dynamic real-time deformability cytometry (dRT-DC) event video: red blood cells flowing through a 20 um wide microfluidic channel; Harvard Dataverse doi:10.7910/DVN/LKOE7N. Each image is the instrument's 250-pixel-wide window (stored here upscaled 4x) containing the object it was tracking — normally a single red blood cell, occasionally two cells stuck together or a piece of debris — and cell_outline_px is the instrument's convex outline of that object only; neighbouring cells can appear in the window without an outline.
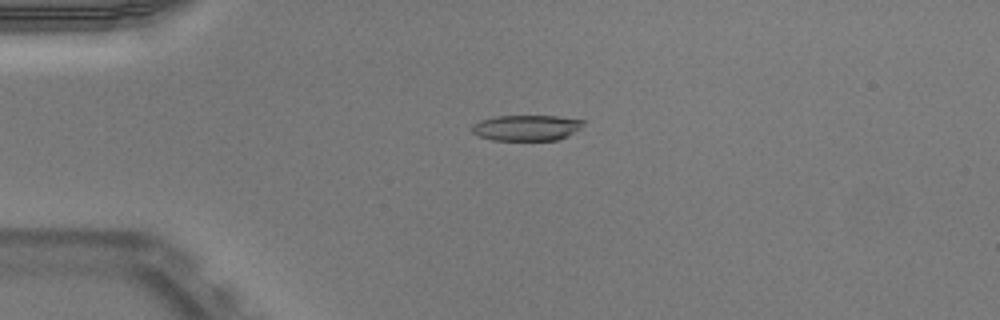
{"species": "Egyptian fruit bat (a non-hibernating species)", "species_latin": "Rousettus aegyptiacus", "temperature_condition": "warm", "stored_images_in_passage": 40, "camera_frame_rate_fps": 3000, "um_per_image_px": 0.085, "animal": {"sex": "male"}, "frame": {"image": 1, "passage_image": 2, "time_ms": 0.333, "image_size_px": [1000, 320], "cell_outline_px": [[584, 124], [580, 128], [568, 136], [560, 140], [492, 140], [480, 136], [472, 132], [472, 124], [480, 120], [496, 116], [556, 116], [584, 120]], "centroid_in_image_um": [44.76, 10.86], "position_along_channel_um": 40.2, "area_um2": 16.7}}
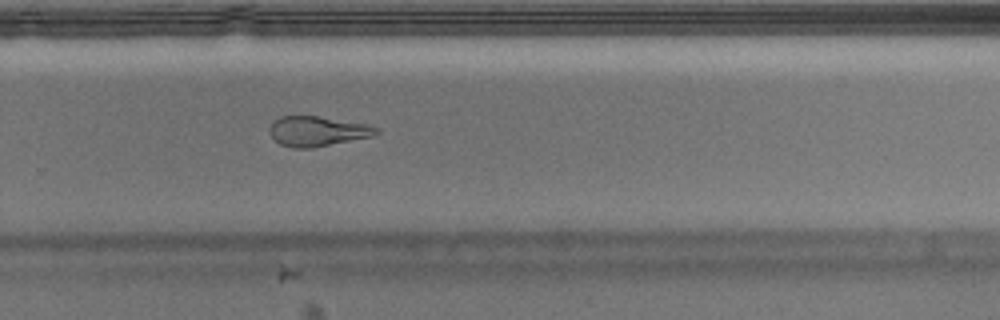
{"frame": {"image": 2, "passage_image": 24, "time_ms": 7.667, "image_size_px": [1000, 320], "cell_outline_px": [[380, 132], [372, 136], [312, 148], [292, 148], [280, 144], [268, 132], [268, 128], [280, 116], [316, 116], [364, 124], [380, 128]], "centroid_in_image_um": [26.96, 11.16], "position_along_channel_um": 302.8, "area_um2": 18.38}}
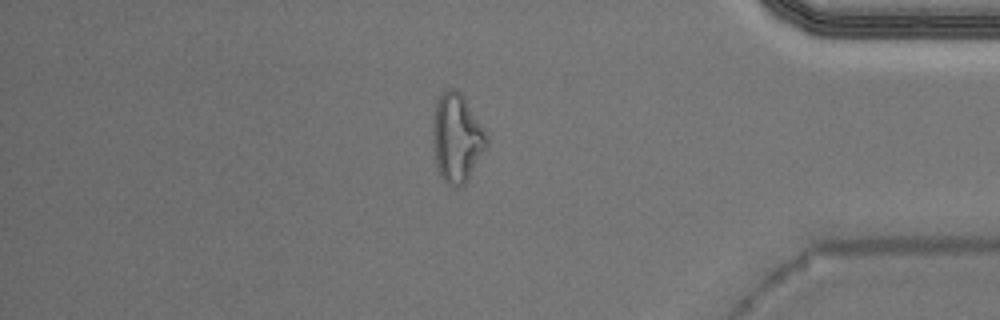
{"frame": {"image": 3, "passage_image": 33, "time_ms": 10.667, "image_size_px": [1000, 320], "cell_outline_px": [[488, 144], [468, 180], [460, 188], [456, 188], [448, 184], [444, 180], [436, 168], [432, 148], [432, 116], [436, 100], [448, 88], [456, 88], [484, 128], [488, 140]], "centroid_in_image_um": [38.79, 11.76], "position_along_channel_um": 396.4, "area_um2": 28.03}, "authors_computed_cell_mechanics": {"area_um2": 18.9584, "velocity_mm_per_s": 4.0085, "shape_relaxation_time_tau1_ms": null, "shape_relaxation_time_tau2_ms": 3.9799, "deformation_change_tau1": null, "deformation_change_tau2": 0.1285}}